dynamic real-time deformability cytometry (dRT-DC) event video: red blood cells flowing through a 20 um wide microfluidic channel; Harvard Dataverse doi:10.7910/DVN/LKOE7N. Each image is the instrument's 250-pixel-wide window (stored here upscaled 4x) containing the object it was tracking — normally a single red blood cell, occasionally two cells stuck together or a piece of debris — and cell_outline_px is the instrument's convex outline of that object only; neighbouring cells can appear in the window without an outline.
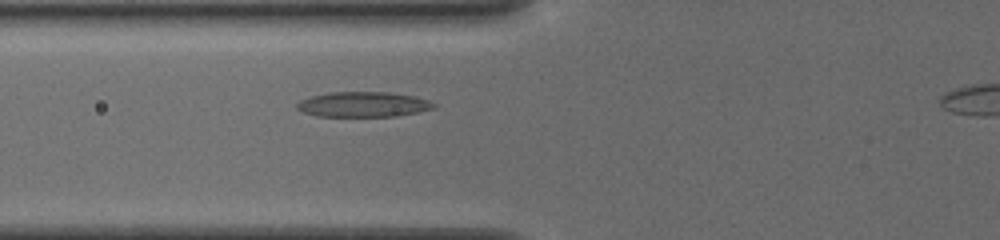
{"species": "common noctule bat (a hibernating species)", "species_latin": "Nyctalus noctula", "temperature_condition": "cold", "stored_images_in_passage": 38, "segment_of_instrument_passage": [1, 2], "camera_frame_rate_fps": 3000, "um_per_image_px": 0.085, "animal": {"sex": "female", "body_mass_g": 19.5, "forearm_length_mm": 54.1}, "frame": {"image": 1, "passage_image": 9, "time_ms": 2.667, "image_size_px": [1000, 240], "cell_outline_px": [[436, 108], [396, 116], [316, 116], [304, 112], [296, 108], [296, 104], [300, 100], [312, 96], [332, 92], [388, 92], [416, 96], [428, 100], [436, 104]], "centroid_in_image_um": [30.89, 8.87], "position_along_channel_um": 94.9, "area_um2": 20.0}}
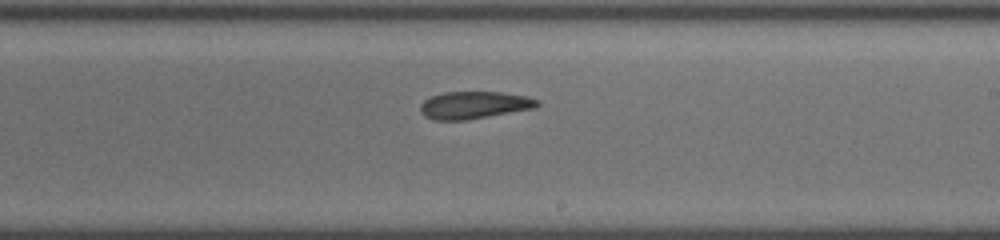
{"frame": {"image": 2, "passage_image": 21, "time_ms": 6.667, "image_size_px": [1000, 240], "cell_outline_px": [[540, 104], [536, 108], [464, 120], [432, 120], [424, 116], [420, 108], [420, 104], [424, 100], [432, 96], [444, 92], [500, 92], [528, 96], [540, 100]], "centroid_in_image_um": [40.32, 8.93], "position_along_channel_um": 248.7, "area_um2": 18.67}}
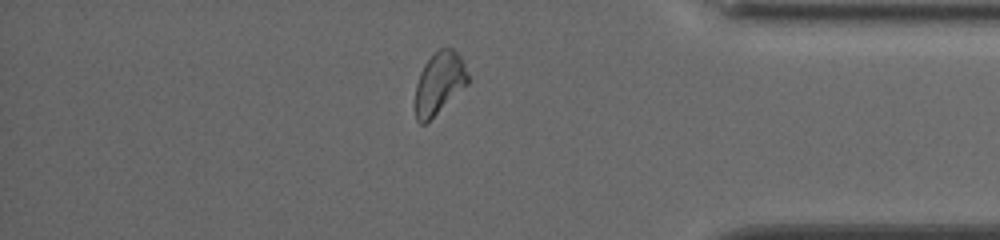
{"frame": {"image": 3, "passage_image": 34, "time_ms": 11.0, "image_size_px": [1000, 240], "cell_outline_px": [[468, 84], [424, 124], [420, 124], [416, 120], [416, 84], [420, 72], [424, 64], [440, 48], [452, 48], [460, 56], [464, 64], [468, 76]], "centroid_in_image_um": [37.33, 7.05], "position_along_channel_um": 397.9, "area_um2": 18.55}}